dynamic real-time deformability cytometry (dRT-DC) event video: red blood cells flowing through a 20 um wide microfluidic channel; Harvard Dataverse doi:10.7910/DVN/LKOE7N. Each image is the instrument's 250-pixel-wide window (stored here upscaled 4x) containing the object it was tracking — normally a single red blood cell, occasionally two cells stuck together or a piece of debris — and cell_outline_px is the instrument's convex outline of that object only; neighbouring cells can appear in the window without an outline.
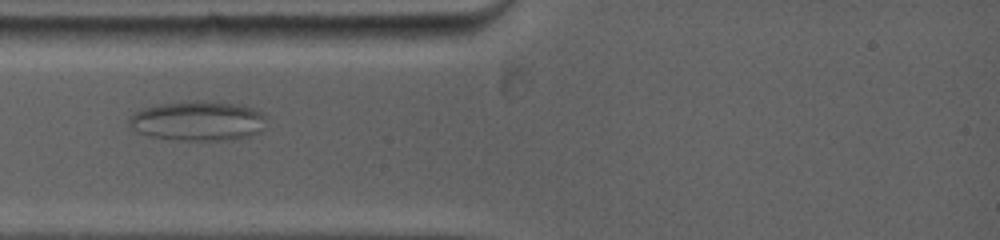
{"species": "common noctule bat (a hibernating species)", "species_latin": "Nyctalus noctula", "temperature_condition": "warm", "stored_images_in_passage": 5, "camera_frame_rate_fps": 5000, "um_per_image_px": 0.085, "animal": {"sex": "female", "body_mass_g": 19.0, "forearm_length_mm": 53.3}, "frame": {"image": 1, "passage_image": 3, "time_ms": 2.2, "image_size_px": [1000, 240], "cell_outline_px": [[268, 116], [260, 132], [248, 136], [220, 140], [212, 140], [152, 136], [140, 132], [128, 124], [128, 120], [140, 108], [160, 104], [196, 100], [232, 104], [252, 108]], "centroid_in_image_um": [16.85, 10.25], "position_along_channel_um": 68.2, "area_um2": 30.81}}
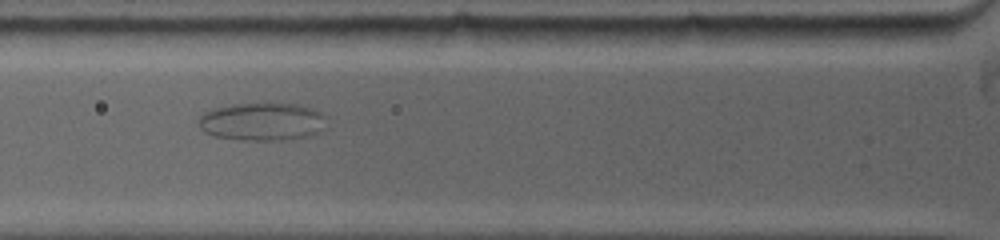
{"frame": {"image": 2, "passage_image": 4, "time_ms": 3.2, "image_size_px": [1000, 240], "cell_outline_px": [[328, 116], [316, 132], [304, 136], [280, 140], [252, 140], [216, 136], [204, 132], [196, 124], [196, 120], [204, 112], [212, 108], [232, 104], [296, 104], [312, 108]], "centroid_in_image_um": [22.2, 10.32], "position_along_channel_um": 103.6, "area_um2": 27.86}}
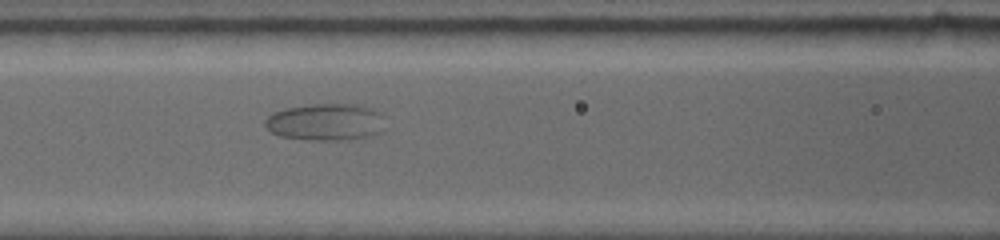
{"frame": {"image": 3, "passage_image": 5, "time_ms": 4.2, "image_size_px": [1000, 240], "cell_outline_px": [[384, 128], [380, 132], [364, 136], [336, 140], [316, 140], [280, 136], [272, 132], [264, 124], [264, 120], [272, 112], [284, 108], [312, 104], [360, 104], [384, 112]], "centroid_in_image_um": [27.7, 10.34], "position_along_channel_um": 138.9, "area_um2": 25.95}}